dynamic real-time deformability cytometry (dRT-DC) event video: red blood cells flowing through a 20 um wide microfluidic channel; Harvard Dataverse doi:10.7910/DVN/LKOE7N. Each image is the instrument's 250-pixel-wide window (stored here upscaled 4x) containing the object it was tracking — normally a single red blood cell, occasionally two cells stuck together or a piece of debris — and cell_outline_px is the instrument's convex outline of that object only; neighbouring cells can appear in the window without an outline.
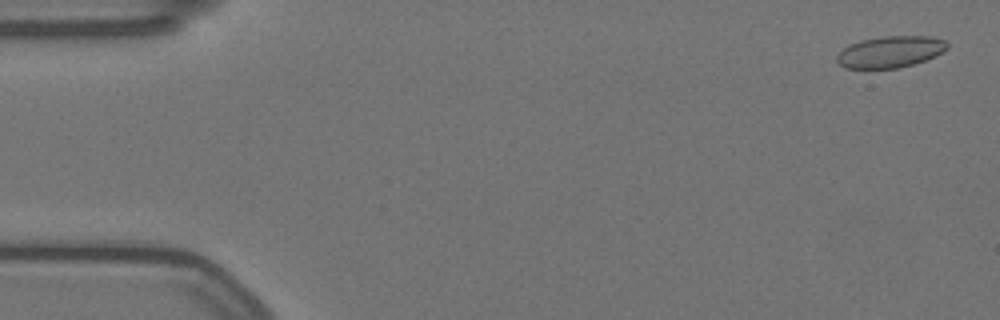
{"species": "Egyptian fruit bat (a non-hibernating species)", "species_latin": "Rousettus aegyptiacus", "temperature_condition": "warm", "stored_images_in_passage": 57, "camera_frame_rate_fps": 3000, "um_per_image_px": 0.085, "animal": {"sex": "female"}, "frame": {"image": 1, "passage_image": 2, "time_ms": 0.333, "image_size_px": [1000, 320], "cell_outline_px": [[948, 48], [924, 60], [900, 68], [844, 68], [836, 60], [836, 56], [848, 44], [860, 40], [884, 36], [928, 36], [944, 40], [948, 44]], "centroid_in_image_um": [75.63, 4.4], "position_along_channel_um": 9.4, "area_um2": 20.06}}
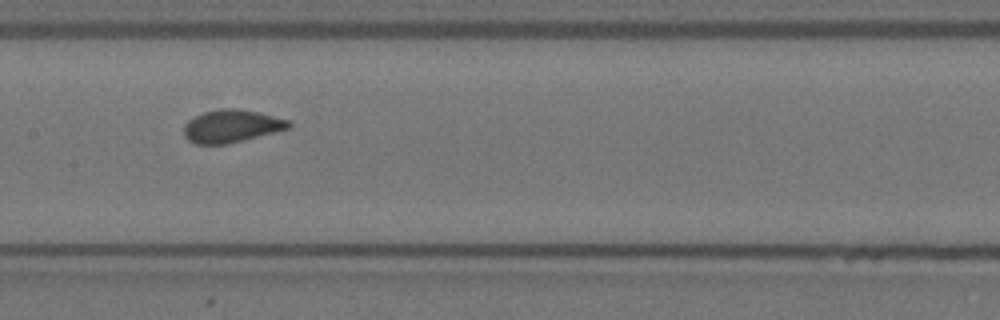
{"frame": {"image": 2, "passage_image": 28, "time_ms": 9.0, "image_size_px": [1000, 320], "cell_outline_px": [[292, 124], [288, 128], [224, 144], [196, 144], [188, 140], [184, 136], [184, 124], [188, 120], [204, 112], [224, 108], [236, 108], [260, 112], [288, 120]], "centroid_in_image_um": [19.63, 10.7], "position_along_channel_um": 187.8, "area_um2": 19.59}}
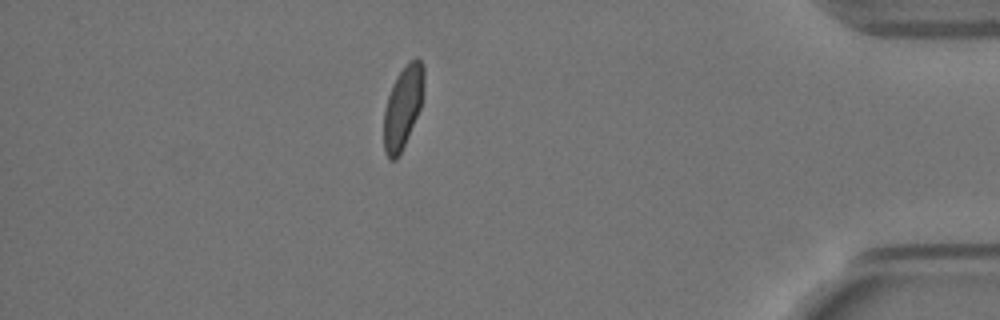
{"frame": {"image": 3, "passage_image": 50, "time_ms": 16.333, "image_size_px": [1000, 320], "cell_outline_px": [[424, 84], [420, 108], [408, 136], [396, 160], [388, 160], [384, 152], [384, 112], [388, 96], [392, 84], [396, 76], [404, 64], [408, 60], [416, 56], [424, 64]], "centroid_in_image_um": [34.24, 9.04], "position_along_channel_um": 401.0, "area_um2": 19.36}, "authors_computed_cell_mechanics": {"area_um2": 20.0566, "velocity_mm_per_s": 3.5088, "shape_relaxation_time_tau1_ms": 10.9592, "shape_relaxation_time_tau2_ms": null, "deformation_change_tau1": 0.1681, "deformation_change_tau2": null}}